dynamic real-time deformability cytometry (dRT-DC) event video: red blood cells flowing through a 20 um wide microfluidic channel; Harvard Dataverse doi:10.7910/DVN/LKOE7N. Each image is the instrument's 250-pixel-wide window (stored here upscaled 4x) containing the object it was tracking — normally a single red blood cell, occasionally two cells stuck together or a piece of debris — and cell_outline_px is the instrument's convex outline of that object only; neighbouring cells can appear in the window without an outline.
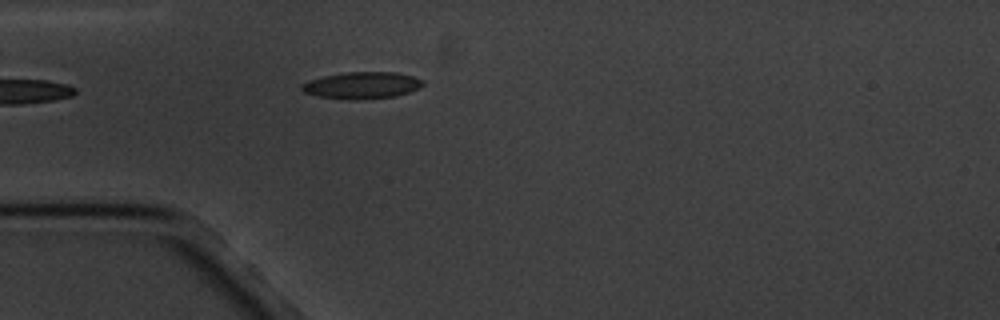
{"species": "common noctule bat (a hibernating species)", "species_latin": "Nyctalus noctula", "temperature_condition": "cold", "stored_images_in_passage": 4, "camera_frame_rate_fps": 3000, "um_per_image_px": 0.085, "animal": {"sex": "male", "body_mass_g": 20.1, "forearm_length_mm": 53.5}, "frame": {"image": 1, "passage_image": 4, "time_ms": 4.333, "image_size_px": [1000, 320], "cell_outline_px": [[424, 84], [420, 88], [396, 96], [364, 100], [352, 100], [320, 96], [304, 92], [300, 88], [300, 84], [308, 80], [324, 76], [344, 72], [396, 72], [412, 76], [424, 80]], "centroid_in_image_um": [30.77, 7.25], "position_along_channel_um": 54.2, "area_um2": 19.07}}